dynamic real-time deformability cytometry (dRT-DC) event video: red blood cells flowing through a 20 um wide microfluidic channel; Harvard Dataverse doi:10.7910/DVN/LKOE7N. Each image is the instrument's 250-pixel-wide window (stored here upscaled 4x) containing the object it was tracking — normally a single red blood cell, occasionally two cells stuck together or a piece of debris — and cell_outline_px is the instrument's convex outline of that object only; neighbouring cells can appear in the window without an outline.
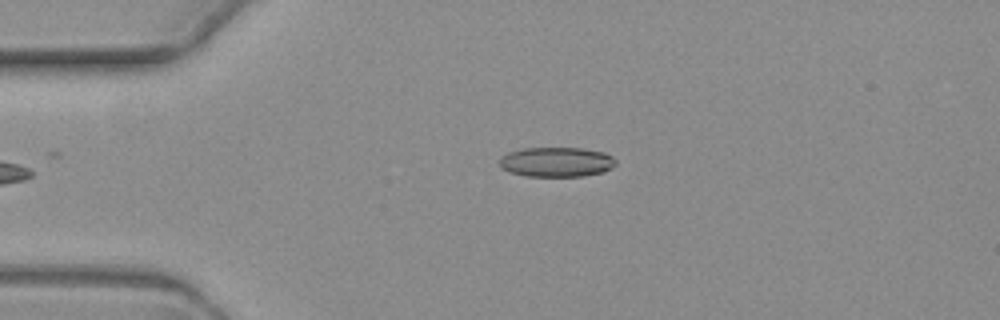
{"species": "common noctule bat (a hibernating species)", "species_latin": "Nyctalus noctula", "temperature_condition": "warm", "stored_images_in_passage": 2, "camera_frame_rate_fps": 3000, "um_per_image_px": 0.085, "animal": {"sex": "female", "body_mass_g": 19.3, "forearm_length_mm": 54.1}, "frame": {"image": 1, "passage_image": 1, "time_ms": 0.0, "image_size_px": [1000, 320], "cell_outline_px": [[616, 164], [612, 168], [604, 172], [584, 176], [524, 176], [508, 172], [500, 168], [500, 156], [508, 152], [524, 148], [584, 148], [604, 152], [612, 156], [616, 160]], "centroid_in_image_um": [47.3, 13.77], "position_along_channel_um": 37.7, "area_um2": 20.46}}